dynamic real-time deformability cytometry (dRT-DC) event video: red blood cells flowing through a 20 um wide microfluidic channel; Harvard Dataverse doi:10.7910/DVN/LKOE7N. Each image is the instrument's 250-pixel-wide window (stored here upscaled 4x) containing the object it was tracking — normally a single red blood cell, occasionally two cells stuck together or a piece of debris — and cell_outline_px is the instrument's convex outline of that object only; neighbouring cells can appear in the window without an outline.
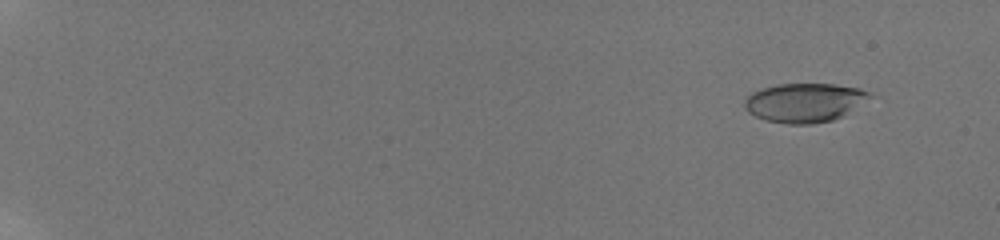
{"species": "human", "species_latin": "Homo sapiens", "temperature_condition": "room temperature", "stored_images_in_passage": 57, "camera_frame_rate_fps": 3000, "um_per_image_px": 0.085, "donor": {"sex": "male"}, "frame": {"image": 1, "passage_image": 13, "time_ms": 1.667, "image_size_px": [1000, 240], "cell_outline_px": [[872, 96], [840, 116], [832, 120], [812, 124], [788, 124], [764, 120], [748, 112], [744, 108], [744, 100], [752, 92], [760, 88], [776, 84], [832, 84], [860, 88], [868, 92]], "centroid_in_image_um": [68.3, 8.71], "position_along_channel_um": 16.7, "area_um2": 28.21}}
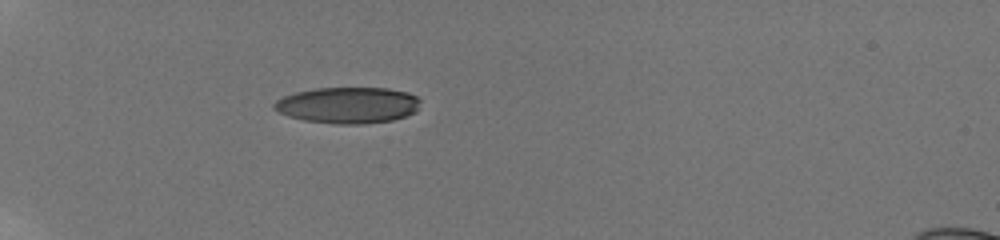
{"frame": {"image": 2, "passage_image": 51, "time_ms": 7.0, "image_size_px": [1000, 240], "cell_outline_px": [[420, 100], [416, 112], [392, 120], [364, 124], [332, 124], [304, 120], [288, 116], [272, 108], [272, 104], [276, 100], [284, 96], [296, 92], [316, 88], [388, 88], [408, 92], [416, 96]], "centroid_in_image_um": [29.56, 8.94], "position_along_channel_um": 55.4, "area_um2": 30.98}}